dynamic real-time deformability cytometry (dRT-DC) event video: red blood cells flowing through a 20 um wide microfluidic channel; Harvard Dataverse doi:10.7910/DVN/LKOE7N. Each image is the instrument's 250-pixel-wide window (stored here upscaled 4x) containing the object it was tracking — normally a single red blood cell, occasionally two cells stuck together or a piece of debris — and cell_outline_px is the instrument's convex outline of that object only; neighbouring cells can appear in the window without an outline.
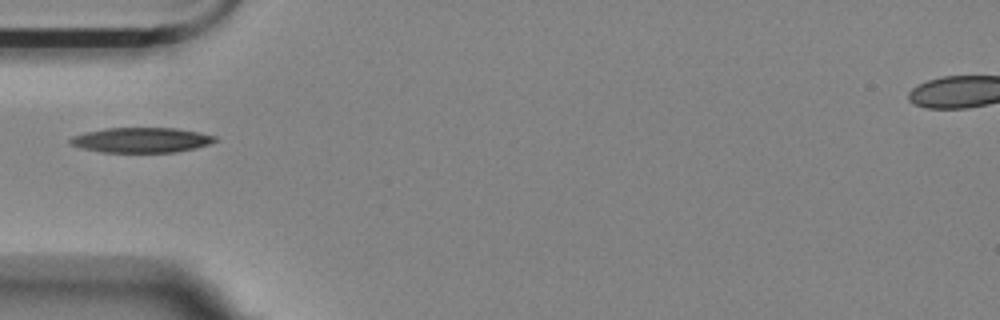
{"species": "Egyptian fruit bat (a non-hibernating species)", "species_latin": "Rousettus aegyptiacus", "temperature_condition": "room temperature", "stored_images_in_passage": 32, "camera_frame_rate_fps": 3000, "um_per_image_px": 0.085, "animal": {"sex": "female"}, "frame": {"image": 1, "passage_image": 1, "time_ms": 0.0, "image_size_px": [1000, 320], "cell_outline_px": [[220, 140], [196, 148], [176, 152], [104, 152], [80, 148], [68, 144], [68, 140], [72, 136], [84, 132], [104, 128], [176, 128], [200, 132], [216, 136]], "centroid_in_image_um": [12.0, 11.9], "position_along_channel_um": 73.0, "area_um2": 21.39}}
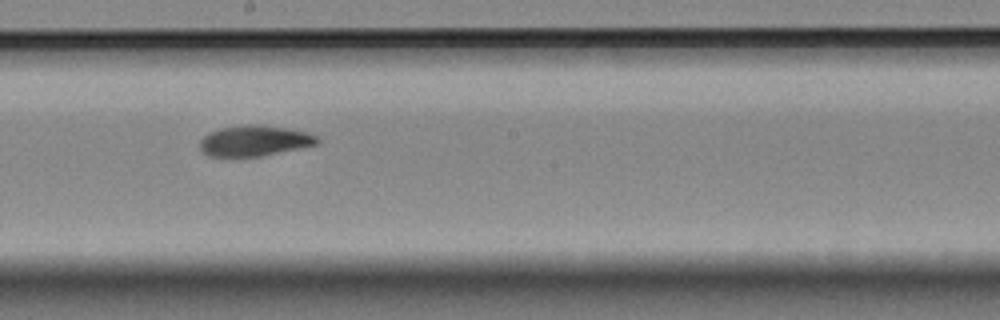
{"frame": {"image": 2, "passage_image": 14, "time_ms": 4.333, "image_size_px": [1000, 320], "cell_outline_px": [[320, 140], [316, 144], [300, 148], [260, 156], [208, 156], [200, 148], [200, 140], [204, 136], [220, 128], [248, 124], [260, 124], [308, 132], [316, 136]], "centroid_in_image_um": [21.63, 11.96], "position_along_channel_um": 226.6, "area_um2": 20.69}}
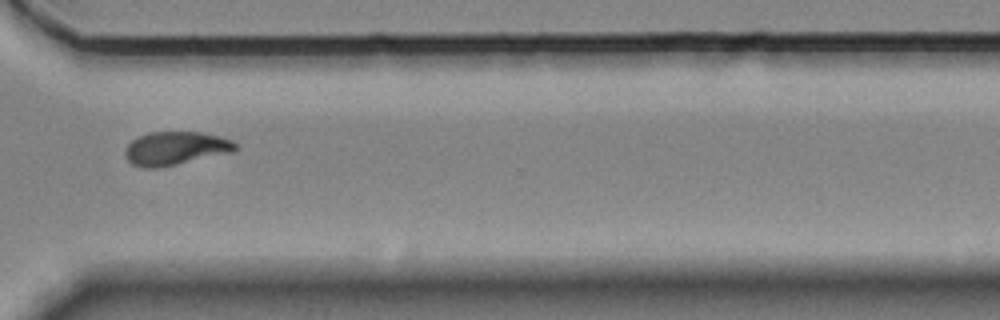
{"frame": {"image": 3, "passage_image": 25, "time_ms": 8.0, "image_size_px": [1000, 320], "cell_outline_px": [[236, 148], [232, 152], [176, 164], [156, 168], [140, 168], [132, 164], [124, 156], [124, 152], [128, 144], [132, 140], [148, 132], [200, 132], [220, 136], [232, 140], [236, 144]], "centroid_in_image_um": [14.88, 12.61], "position_along_channel_um": 355.7, "area_um2": 21.39}}